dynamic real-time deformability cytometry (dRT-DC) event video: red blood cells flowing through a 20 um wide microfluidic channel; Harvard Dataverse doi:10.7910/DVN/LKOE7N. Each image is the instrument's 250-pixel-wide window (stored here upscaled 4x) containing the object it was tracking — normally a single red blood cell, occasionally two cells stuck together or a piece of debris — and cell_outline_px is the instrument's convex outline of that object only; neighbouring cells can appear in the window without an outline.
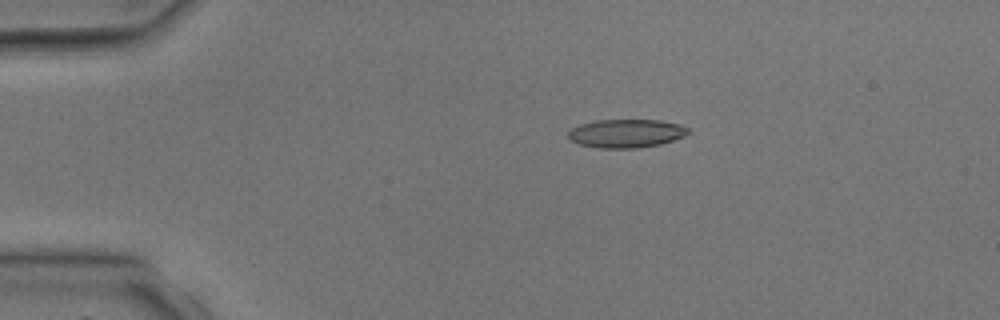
{"species": "common noctule bat (a hibernating species)", "species_latin": "Nyctalus noctula", "temperature_condition": "room temperature", "stored_images_in_passage": 3, "camera_frame_rate_fps": 3000, "um_per_image_px": 0.085, "animal": {"sex": "male", "body_mass_g": 17.9, "forearm_length_mm": 54.2}, "frame": {"image": 1, "passage_image": 2, "time_ms": 1.333, "image_size_px": [1000, 320], "cell_outline_px": [[692, 132], [684, 136], [660, 144], [636, 148], [600, 148], [580, 144], [572, 140], [568, 136], [568, 132], [572, 128], [580, 124], [596, 120], [660, 120], [680, 124], [688, 128]], "centroid_in_image_um": [53.25, 11.33], "position_along_channel_um": 31.7, "area_um2": 19.83}}